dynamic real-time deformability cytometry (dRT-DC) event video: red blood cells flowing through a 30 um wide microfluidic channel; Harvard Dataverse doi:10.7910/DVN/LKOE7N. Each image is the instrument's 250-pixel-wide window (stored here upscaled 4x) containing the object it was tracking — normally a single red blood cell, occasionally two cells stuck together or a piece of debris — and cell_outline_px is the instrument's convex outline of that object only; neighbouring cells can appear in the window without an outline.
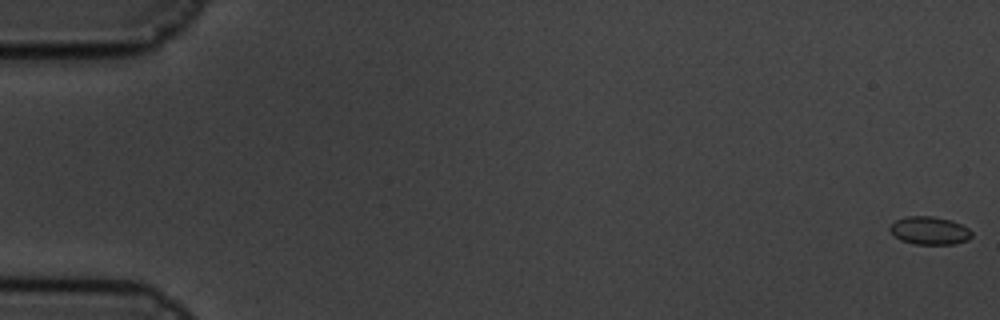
{"species": "common noctule bat (a hibernating species)", "species_latin": "Nyctalus noctula", "temperature_condition": "cold", "stored_images_in_passage": 62, "camera_frame_rate_fps": 3000, "um_per_image_px": 0.085, "animal": {"sex": "male", "body_mass_g": 19.5, "forearm_length_mm": 54.6}, "frame": {"image": 1, "passage_image": 1, "time_ms": 0.0, "image_size_px": [1000, 320], "cell_outline_px": [[972, 236], [968, 240], [956, 244], [912, 244], [900, 240], [888, 228], [896, 220], [904, 216], [932, 216], [952, 220], [968, 228], [972, 232]], "centroid_in_image_um": [79.02, 19.6], "position_along_channel_um": 6.0, "area_um2": 13.41}}
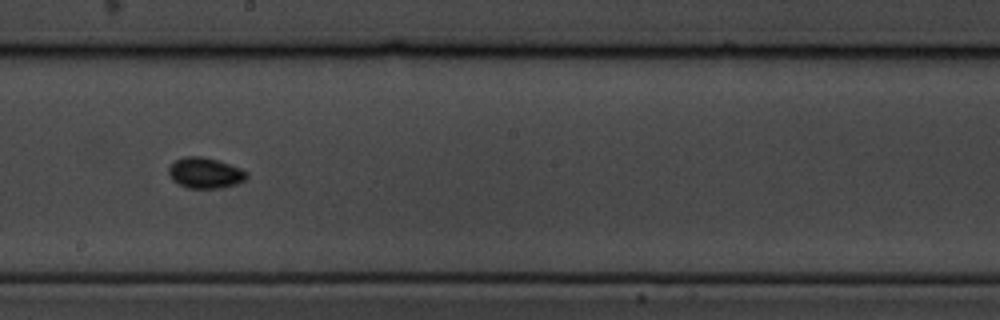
{"frame": {"image": 2, "passage_image": 35, "time_ms": 11.333, "image_size_px": [1000, 320], "cell_outline_px": [[248, 176], [244, 180], [236, 184], [220, 188], [188, 188], [176, 184], [168, 176], [168, 168], [176, 160], [184, 156], [200, 156], [216, 160], [240, 168], [248, 172]], "centroid_in_image_um": [17.4, 14.71], "position_along_channel_um": 230.8, "area_um2": 13.99}}
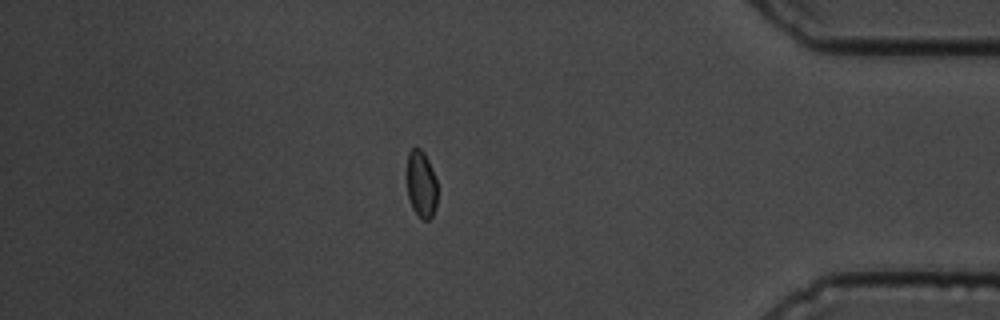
{"frame": {"image": 3, "passage_image": 53, "time_ms": 17.333, "image_size_px": [1000, 320], "cell_outline_px": [[436, 208], [432, 216], [428, 220], [424, 220], [412, 208], [408, 196], [408, 152], [412, 148], [420, 148], [424, 152], [428, 160], [436, 180]], "centroid_in_image_um": [35.81, 15.66], "position_along_channel_um": 399.4, "area_um2": 11.62}}